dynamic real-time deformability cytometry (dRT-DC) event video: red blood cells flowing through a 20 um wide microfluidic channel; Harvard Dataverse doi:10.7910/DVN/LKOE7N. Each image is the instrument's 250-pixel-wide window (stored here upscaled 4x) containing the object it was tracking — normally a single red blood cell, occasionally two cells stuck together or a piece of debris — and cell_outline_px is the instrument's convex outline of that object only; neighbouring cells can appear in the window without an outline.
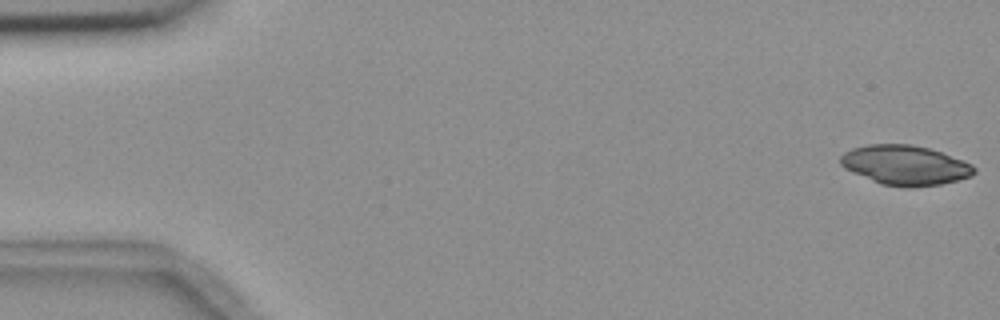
{"species": "common noctule bat (a hibernating species)", "species_latin": "Nyctalus noctula", "temperature_condition": "room temperature", "stored_images_in_passage": 4, "camera_frame_rate_fps": 3000, "um_per_image_px": 0.085, "animal": {"sex": "female", "body_mass_g": 18.4}, "frame": {"image": 1, "passage_image": 1, "time_ms": 0.0, "image_size_px": [1000, 320], "cell_outline_px": [[976, 172], [972, 176], [940, 184], [908, 188], [880, 184], [844, 168], [840, 164], [840, 156], [844, 152], [852, 148], [868, 144], [912, 144], [928, 148], [940, 152], [972, 164], [976, 168]], "centroid_in_image_um": [76.92, 14.04], "position_along_channel_um": 8.1, "area_um2": 30.87}}